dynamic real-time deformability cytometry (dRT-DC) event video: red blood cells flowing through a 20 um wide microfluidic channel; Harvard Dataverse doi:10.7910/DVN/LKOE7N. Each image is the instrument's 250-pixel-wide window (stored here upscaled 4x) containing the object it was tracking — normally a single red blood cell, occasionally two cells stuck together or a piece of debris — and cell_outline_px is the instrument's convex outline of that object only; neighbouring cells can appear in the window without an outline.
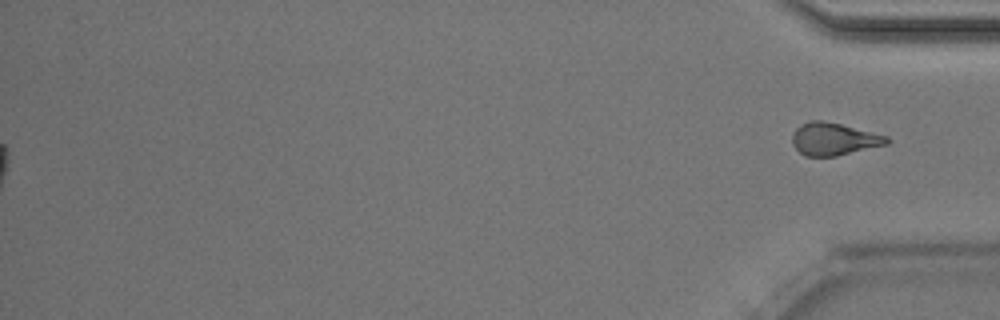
{"species": "Egyptian fruit bat (a non-hibernating species)", "species_latin": "Rousettus aegyptiacus", "temperature_condition": "room temperature", "stored_images_in_passage": 50, "segment_of_instrument_passage": [2, 2], "camera_frame_rate_fps": 3000, "um_per_image_px": 0.085, "animal": {"sex": "male"}, "frame": {"image": 1, "passage_image": 50, "time_ms": 16.333, "image_size_px": [1000, 320], "cell_outline_px": [[888, 144], [836, 156], [804, 156], [792, 144], [792, 132], [800, 124], [812, 120], [824, 120], [888, 136]], "centroid_in_image_um": [70.84, 11.81], "position_along_channel_um": 364.4, "area_um2": 17.86}}